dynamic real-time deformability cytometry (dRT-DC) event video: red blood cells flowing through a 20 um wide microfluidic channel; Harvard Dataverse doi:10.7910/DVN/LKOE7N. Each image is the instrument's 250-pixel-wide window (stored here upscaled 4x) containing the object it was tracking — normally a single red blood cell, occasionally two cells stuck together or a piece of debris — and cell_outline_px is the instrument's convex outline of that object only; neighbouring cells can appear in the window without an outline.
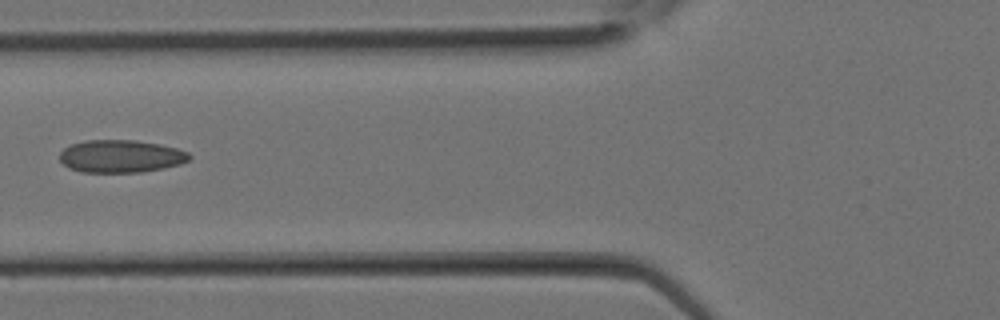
{"species": "Egyptian fruit bat (a non-hibernating species)", "species_latin": "Rousettus aegyptiacus", "temperature_condition": "room temperature", "stored_images_in_passage": 11, "camera_frame_rate_fps": 3000, "um_per_image_px": 0.085, "animal": {"sex": "female"}, "frame": {"image": 1, "passage_image": 10, "time_ms": 3.0, "image_size_px": [1000, 320], "cell_outline_px": [[192, 156], [188, 160], [180, 164], [164, 168], [140, 172], [80, 172], [68, 168], [60, 160], [60, 152], [64, 148], [72, 144], [88, 140], [132, 140], [160, 144], [176, 148], [188, 152]], "centroid_in_image_um": [10.27, 13.28], "position_along_channel_um": 115.5, "area_um2": 24.62}}